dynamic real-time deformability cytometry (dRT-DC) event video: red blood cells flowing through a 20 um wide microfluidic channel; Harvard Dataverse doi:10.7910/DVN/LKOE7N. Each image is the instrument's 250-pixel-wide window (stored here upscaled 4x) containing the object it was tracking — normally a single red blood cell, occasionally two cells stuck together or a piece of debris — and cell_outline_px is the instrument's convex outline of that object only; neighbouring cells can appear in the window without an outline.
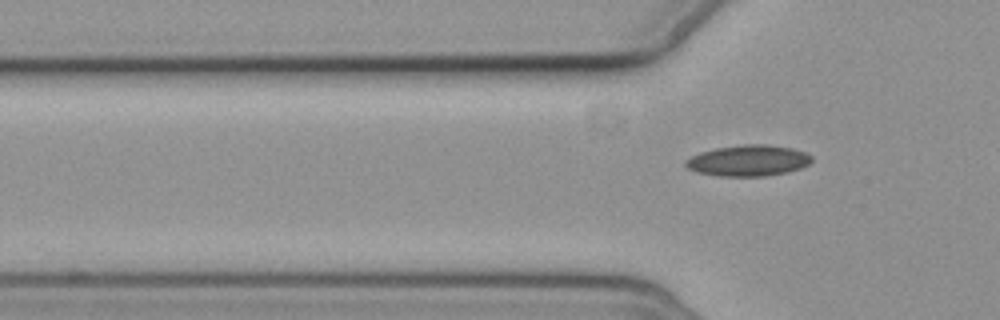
{"species": "common noctule bat (a hibernating species)", "species_latin": "Nyctalus noctula", "temperature_condition": "cold", "stored_images_in_passage": 4, "segment_of_instrument_passage": [2, 2], "camera_frame_rate_fps": 3000, "um_per_image_px": 0.085, "animal": {"sex": "female", "body_mass_g": 19.3, "forearm_length_mm": 54.1}, "frame": {"image": 1, "passage_image": 4, "time_ms": 3.667, "image_size_px": [1000, 320], "cell_outline_px": [[812, 160], [808, 164], [800, 168], [788, 172], [764, 176], [720, 176], [696, 172], [688, 168], [684, 164], [684, 160], [700, 152], [716, 148], [744, 144], [768, 144], [792, 148], [804, 152], [812, 156]], "centroid_in_image_um": [63.59, 13.65], "position_along_channel_um": 62.2, "area_um2": 22.83}}